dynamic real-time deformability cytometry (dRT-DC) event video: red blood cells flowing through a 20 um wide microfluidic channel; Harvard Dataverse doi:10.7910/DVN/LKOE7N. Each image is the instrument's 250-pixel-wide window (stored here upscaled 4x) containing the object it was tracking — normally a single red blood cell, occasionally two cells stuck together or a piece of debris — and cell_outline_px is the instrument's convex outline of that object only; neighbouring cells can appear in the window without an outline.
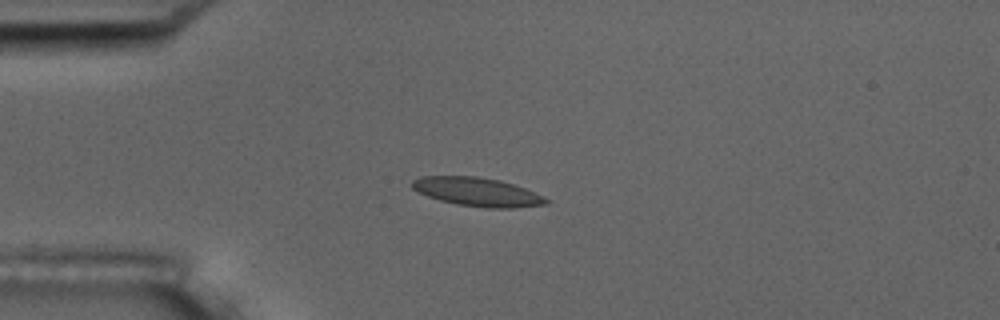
{"species": "common noctule bat (a hibernating species)", "species_latin": "Nyctalus noctula", "temperature_condition": "room temperature", "stored_images_in_passage": 5, "camera_frame_rate_fps": 3000, "um_per_image_px": 0.085, "animal": {"sex": "male", "body_mass_g": 17.5, "forearm_length_mm": 52.3}, "frame": {"image": 1, "passage_image": 4, "time_ms": 3.667, "image_size_px": [1000, 320], "cell_outline_px": [[548, 204], [512, 208], [484, 208], [456, 204], [440, 200], [428, 196], [412, 188], [412, 180], [420, 176], [476, 176], [500, 180], [536, 192], [544, 196], [548, 200]], "centroid_in_image_um": [40.58, 16.31], "position_along_channel_um": 44.4, "area_um2": 22.37}}